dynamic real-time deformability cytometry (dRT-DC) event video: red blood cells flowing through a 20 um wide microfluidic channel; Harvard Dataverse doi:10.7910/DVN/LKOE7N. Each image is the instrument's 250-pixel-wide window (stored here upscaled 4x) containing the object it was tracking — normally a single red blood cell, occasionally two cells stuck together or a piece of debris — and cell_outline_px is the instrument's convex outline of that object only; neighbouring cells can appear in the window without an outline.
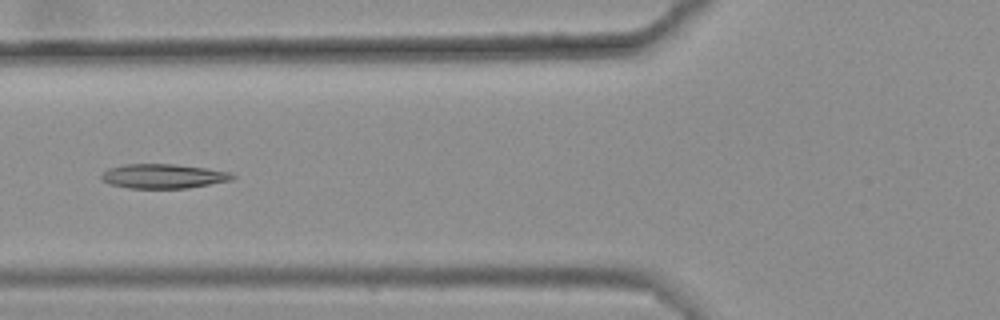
{"species": "common noctule bat (a hibernating species)", "species_latin": "Nyctalus noctula", "temperature_condition": "warm", "stored_images_in_passage": 8, "camera_frame_rate_fps": 3000, "um_per_image_px": 0.085, "animal": {"sex": "female", "body_mass_g": 25.1}, "frame": {"image": 1, "passage_image": 6, "time_ms": 1.667, "image_size_px": [1000, 320], "cell_outline_px": [[236, 176], [232, 180], [188, 188], [128, 188], [112, 184], [100, 180], [100, 176], [108, 168], [124, 164], [176, 164], [204, 168], [228, 172]], "centroid_in_image_um": [13.85, 14.97], "position_along_channel_um": 112.0, "area_um2": 18.55}}
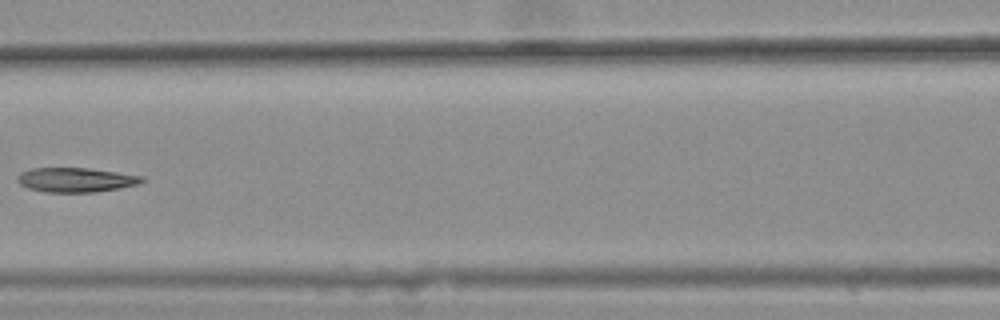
{"frame": {"image": 2, "passage_image": 7, "time_ms": 2.0, "image_size_px": [1000, 320], "cell_outline_px": [[144, 180], [140, 184], [120, 188], [96, 192], [44, 192], [28, 188], [20, 184], [16, 180], [16, 176], [20, 172], [32, 168], [88, 168], [144, 176]], "centroid_in_image_um": [6.43, 15.29], "position_along_channel_um": 160.2, "area_um2": 17.86}}
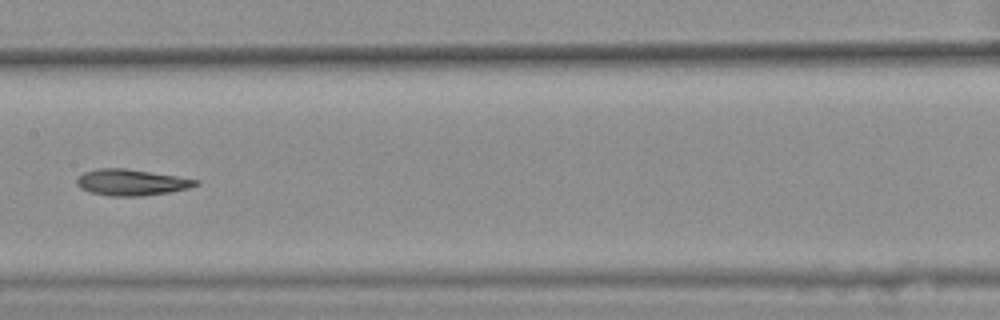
{"frame": {"image": 3, "passage_image": 8, "time_ms": 2.333, "image_size_px": [1000, 320], "cell_outline_px": [[200, 184], [188, 188], [168, 192], [144, 196], [108, 196], [88, 192], [80, 188], [76, 184], [76, 176], [84, 172], [96, 168], [128, 168], [200, 180]], "centroid_in_image_um": [11.12, 15.5], "position_along_channel_um": 196.3, "area_um2": 18.44}}